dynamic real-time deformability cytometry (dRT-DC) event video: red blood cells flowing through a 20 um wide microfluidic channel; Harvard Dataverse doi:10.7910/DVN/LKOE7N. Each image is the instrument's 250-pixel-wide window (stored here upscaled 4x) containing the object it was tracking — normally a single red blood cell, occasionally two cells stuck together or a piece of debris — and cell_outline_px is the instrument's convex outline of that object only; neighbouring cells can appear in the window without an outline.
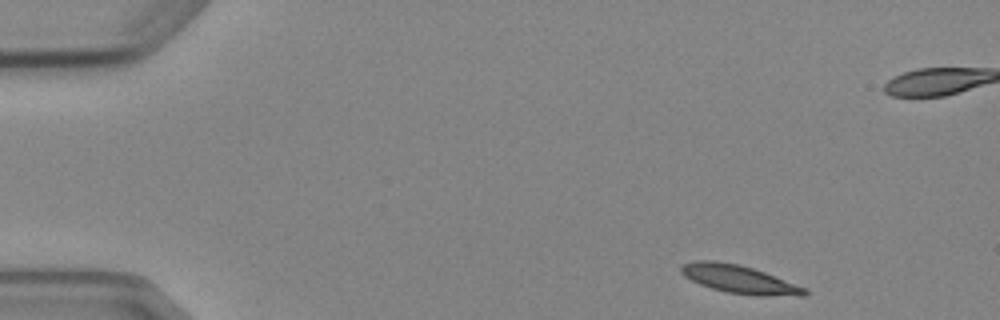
{"species": "Egyptian fruit bat (a non-hibernating species)", "species_latin": "Rousettus aegyptiacus", "temperature_condition": "cold", "stored_images_in_passage": 6, "camera_frame_rate_fps": 3000, "um_per_image_px": 0.085, "animal": {"sex": "female"}, "frame": {"image": 1, "passage_image": 1, "time_ms": 0.0, "image_size_px": [1000, 320], "cell_outline_px": [[808, 292], [804, 296], [756, 296], [728, 292], [712, 288], [700, 284], [684, 276], [680, 272], [680, 268], [684, 264], [696, 260], [712, 260], [736, 264], [752, 268], [764, 272], [808, 288]], "centroid_in_image_um": [62.88, 23.75], "position_along_channel_um": 22.1, "area_um2": 20.17}}
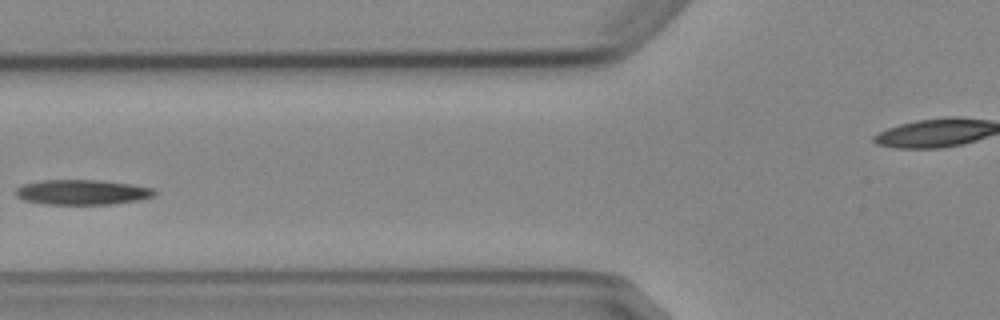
{"frame": {"image": 2, "passage_image": 5, "time_ms": 5.0, "image_size_px": [1000, 320], "cell_outline_px": [[156, 192], [152, 196], [140, 200], [112, 204], [44, 204], [24, 200], [16, 196], [16, 188], [24, 184], [40, 180], [100, 180], [132, 184], [152, 188]], "centroid_in_image_um": [6.98, 16.33], "position_along_channel_um": 118.8, "area_um2": 20.23}}